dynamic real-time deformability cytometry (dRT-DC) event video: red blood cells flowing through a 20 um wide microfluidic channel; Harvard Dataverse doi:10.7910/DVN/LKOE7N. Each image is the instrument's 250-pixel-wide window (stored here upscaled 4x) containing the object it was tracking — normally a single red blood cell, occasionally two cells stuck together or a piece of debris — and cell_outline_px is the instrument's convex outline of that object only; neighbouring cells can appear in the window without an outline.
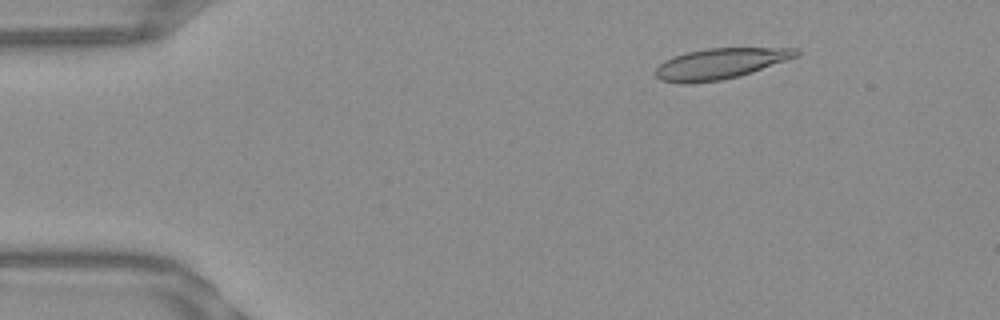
{"species": "Egyptian fruit bat (a non-hibernating species)", "species_latin": "Rousettus aegyptiacus", "temperature_condition": "warm", "stored_images_in_passage": 46, "camera_frame_rate_fps": 3000, "um_per_image_px": 0.085, "frame": {"image": 1, "passage_image": 1, "time_ms": 0.0, "image_size_px": [1000, 320], "cell_outline_px": [[800, 56], [740, 76], [720, 80], [688, 84], [680, 84], [660, 80], [656, 76], [656, 68], [664, 60], [672, 56], [704, 48], [800, 48]], "centroid_in_image_um": [61.23, 5.41], "position_along_channel_um": 23.8, "area_um2": 25.43}}
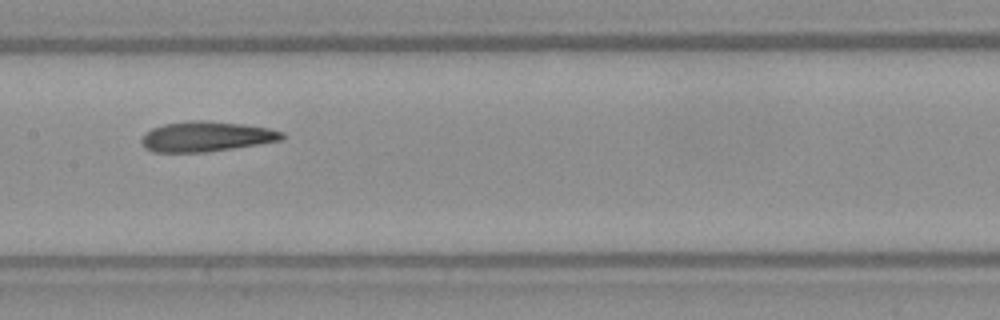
{"frame": {"image": 2, "passage_image": 20, "time_ms": 6.333, "image_size_px": [1000, 320], "cell_outline_px": [[284, 136], [280, 140], [232, 148], [204, 152], [152, 152], [144, 148], [140, 140], [144, 132], [152, 128], [164, 124], [188, 120], [204, 120], [244, 124], [268, 128], [284, 132]], "centroid_in_image_um": [17.46, 11.59], "position_along_channel_um": 189.9, "area_um2": 24.68}}
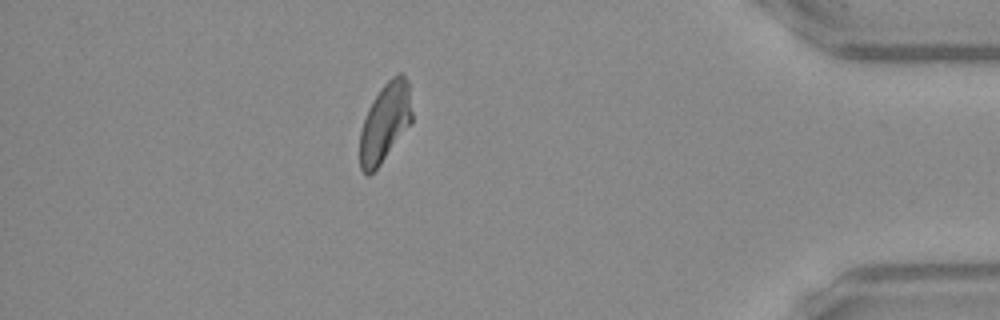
{"frame": {"image": 3, "passage_image": 40, "time_ms": 13.0, "image_size_px": [1000, 320], "cell_outline_px": [[412, 124], [380, 164], [368, 176], [360, 168], [360, 132], [368, 108], [380, 88], [392, 76], [400, 72], [408, 80], [412, 112]], "centroid_in_image_um": [32.74, 10.4], "position_along_channel_um": 402.5, "area_um2": 23.99}, "authors_computed_cell_mechanics": {"area_um2": 24.7095, "velocity_mm_per_s": 3.8238, "shape_relaxation_time_tau1_ms": null, "shape_relaxation_time_tau2_ms": 3.0727, "deformation_change_tau1": null, "deformation_change_tau2": 0.1214}}